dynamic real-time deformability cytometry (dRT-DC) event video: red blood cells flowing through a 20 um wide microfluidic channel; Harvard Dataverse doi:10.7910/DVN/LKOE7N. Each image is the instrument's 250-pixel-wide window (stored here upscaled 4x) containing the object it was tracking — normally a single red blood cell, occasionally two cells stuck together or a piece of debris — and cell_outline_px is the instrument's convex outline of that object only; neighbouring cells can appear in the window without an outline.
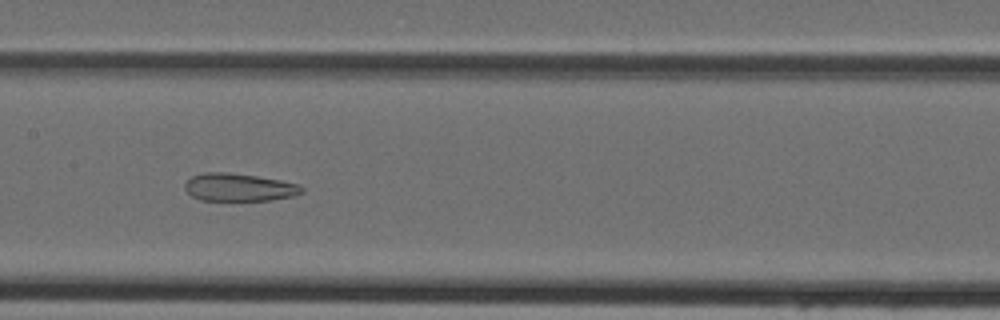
{"species": "Egyptian fruit bat (a non-hibernating species)", "species_latin": "Rousettus aegyptiacus", "temperature_condition": "cold", "stored_images_in_passage": 27, "camera_frame_rate_fps": 3000, "um_per_image_px": 0.085, "animal": {"sex": "female"}, "frame": {"image": 1, "passage_image": 17, "time_ms": 5.333, "image_size_px": [1000, 320], "cell_outline_px": [[304, 192], [296, 196], [272, 200], [200, 200], [192, 196], [184, 188], [184, 184], [192, 176], [204, 172], [224, 172], [256, 176], [280, 180], [300, 184], [304, 188]], "centroid_in_image_um": [20.35, 15.92], "position_along_channel_um": 187.0, "area_um2": 19.02}}
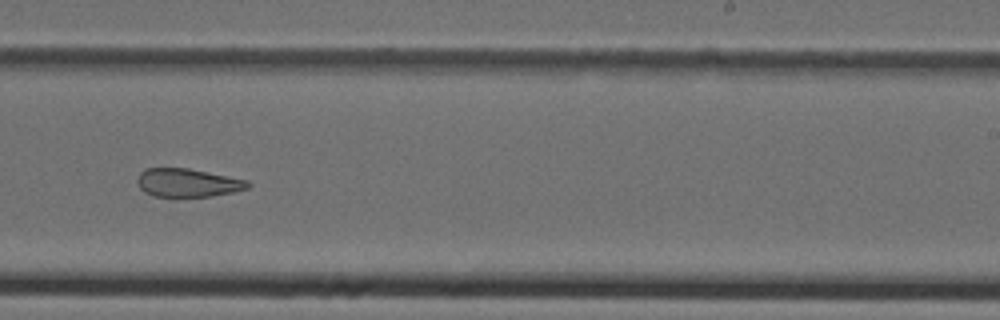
{"frame": {"image": 2, "passage_image": 23, "time_ms": 7.333, "image_size_px": [1000, 320], "cell_outline_px": [[252, 184], [248, 188], [232, 192], [212, 196], [152, 196], [144, 192], [140, 188], [136, 180], [140, 172], [144, 168], [188, 168], [248, 180]], "centroid_in_image_um": [15.94, 15.53], "position_along_channel_um": 273.1, "area_um2": 18.26}}
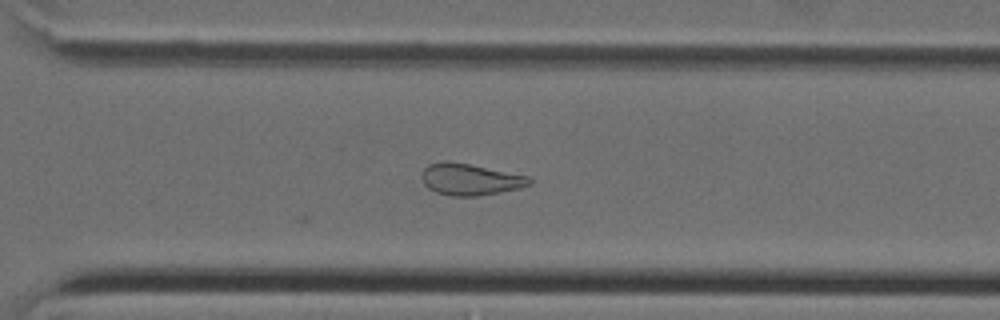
{"frame": {"image": 3, "passage_image": 27, "time_ms": 8.667, "image_size_px": [1000, 320], "cell_outline_px": [[532, 184], [520, 188], [500, 192], [476, 196], [448, 196], [436, 192], [428, 188], [424, 184], [420, 176], [424, 168], [428, 164], [444, 160], [468, 164], [528, 176], [532, 180]], "centroid_in_image_um": [39.92, 15.25], "position_along_channel_um": 330.7, "area_um2": 19.83}}